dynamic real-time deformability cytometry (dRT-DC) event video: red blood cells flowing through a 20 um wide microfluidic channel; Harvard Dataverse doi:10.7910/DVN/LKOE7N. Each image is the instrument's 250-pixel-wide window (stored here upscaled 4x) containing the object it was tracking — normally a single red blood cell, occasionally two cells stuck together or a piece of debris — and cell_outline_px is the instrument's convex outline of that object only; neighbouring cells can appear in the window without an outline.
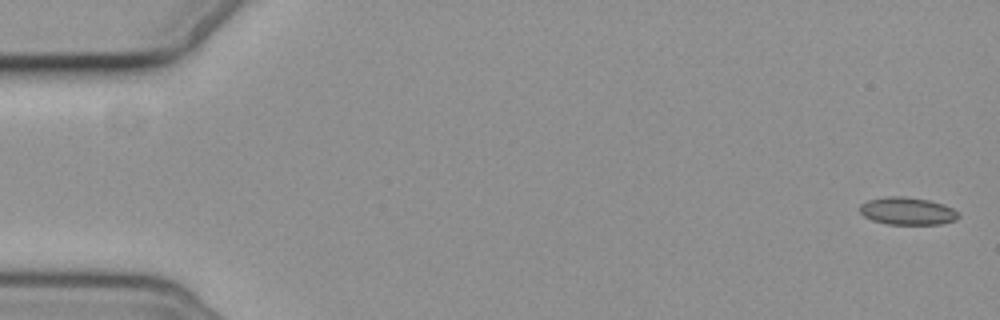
{"species": "common noctule bat (a hibernating species)", "species_latin": "Nyctalus noctula", "temperature_condition": "cold", "stored_images_in_passage": 8, "camera_frame_rate_fps": 3000, "um_per_image_px": 0.085, "animal": {"sex": "female", "body_mass_g": 19.3, "forearm_length_mm": 54.1}, "frame": {"image": 1, "passage_image": 1, "time_ms": 0.0, "image_size_px": [1000, 320], "cell_outline_px": [[960, 216], [956, 220], [940, 224], [888, 224], [872, 220], [864, 216], [860, 212], [860, 204], [868, 200], [892, 196], [904, 196], [928, 200], [944, 204], [952, 208]], "centroid_in_image_um": [77.13, 17.94], "position_along_channel_um": 7.9, "area_um2": 15.72}}
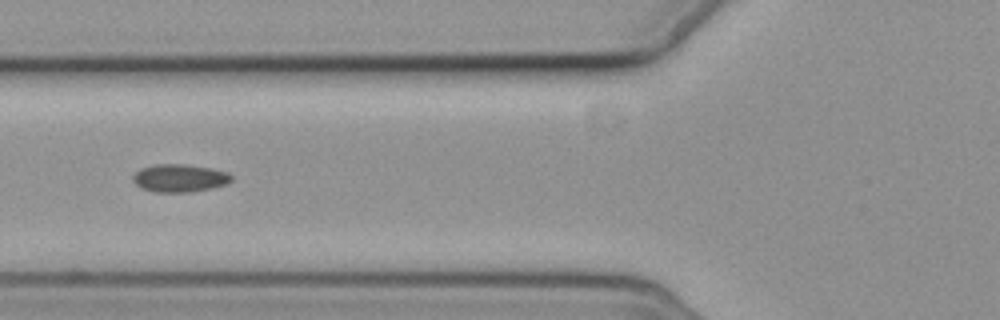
{"frame": {"image": 2, "passage_image": 7, "time_ms": 7.0, "image_size_px": [1000, 320], "cell_outline_px": [[232, 180], [224, 184], [212, 188], [192, 192], [156, 192], [144, 188], [136, 184], [132, 180], [132, 176], [140, 168], [152, 164], [184, 164], [212, 168], [228, 172], [232, 176]], "centroid_in_image_um": [15.26, 15.12], "position_along_channel_um": 110.5, "area_um2": 16.01}}
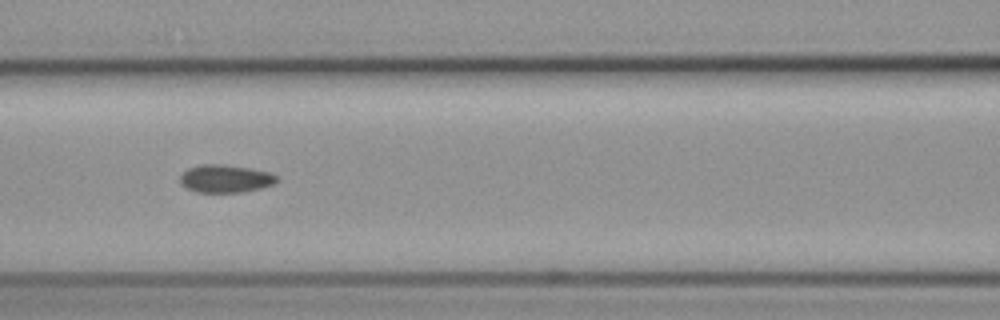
{"frame": {"image": 3, "passage_image": 8, "time_ms": 8.0, "image_size_px": [1000, 320], "cell_outline_px": [[276, 180], [272, 184], [260, 188], [244, 192], [196, 192], [180, 184], [180, 176], [188, 168], [200, 164], [220, 164], [248, 168], [268, 172], [276, 176]], "centroid_in_image_um": [19.11, 15.18], "position_along_channel_um": 147.5, "area_um2": 15.43}}